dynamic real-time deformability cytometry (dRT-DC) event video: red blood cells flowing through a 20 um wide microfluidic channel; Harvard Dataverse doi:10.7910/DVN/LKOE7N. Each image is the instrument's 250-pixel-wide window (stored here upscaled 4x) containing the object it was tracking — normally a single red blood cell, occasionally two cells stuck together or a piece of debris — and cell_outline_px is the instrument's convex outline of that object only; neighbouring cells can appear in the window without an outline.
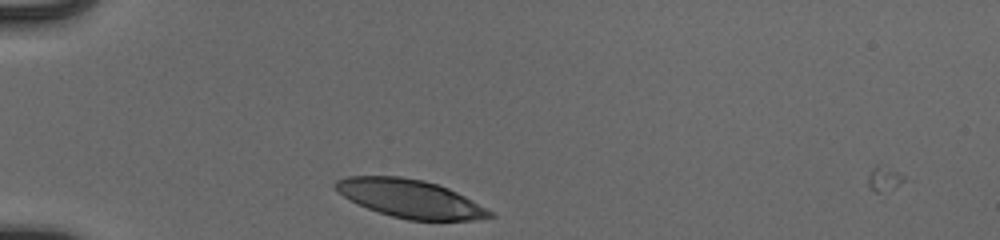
{"species": "human", "species_latin": "Homo sapiens", "temperature_condition": "cold", "stored_images_in_passage": 5, "camera_frame_rate_fps": 3000, "um_per_image_px": 0.085, "donor": {"sex": "male"}, "frame": {"image": 1, "passage_image": 3, "time_ms": 0.667, "image_size_px": [1000, 240], "cell_outline_px": [[496, 216], [472, 220], [408, 220], [392, 216], [368, 208], [344, 196], [332, 184], [336, 180], [348, 176], [400, 176], [424, 180], [448, 188], [464, 196], [492, 212]], "centroid_in_image_um": [34.86, 16.87], "position_along_channel_um": 50.1, "area_um2": 33.76}}